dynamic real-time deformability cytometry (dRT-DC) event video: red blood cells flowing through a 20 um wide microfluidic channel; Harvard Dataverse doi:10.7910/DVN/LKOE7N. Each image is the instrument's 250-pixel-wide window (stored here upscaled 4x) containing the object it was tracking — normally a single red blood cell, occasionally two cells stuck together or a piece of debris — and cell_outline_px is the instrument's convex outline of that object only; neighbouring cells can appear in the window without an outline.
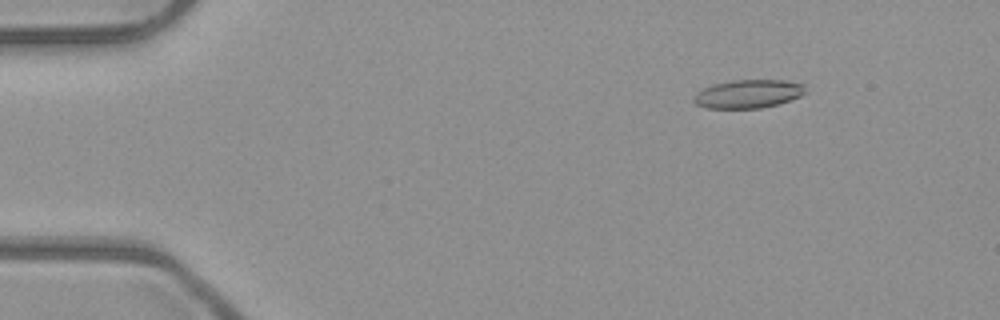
{"species": "common noctule bat (a hibernating species)", "species_latin": "Nyctalus noctula", "temperature_condition": "room temperature", "stored_images_in_passage": 52, "camera_frame_rate_fps": 3000, "um_per_image_px": 0.085, "animal": {"sex": "male", "body_mass_g": 23.1, "forearm_length_mm": 52.7}, "frame": {"image": 1, "passage_image": 7, "time_ms": 2.0, "image_size_px": [1000, 320], "cell_outline_px": [[804, 92], [800, 96], [776, 104], [760, 108], [708, 108], [696, 104], [692, 100], [692, 96], [696, 92], [704, 88], [716, 84], [732, 80], [784, 80], [804, 84]], "centroid_in_image_um": [63.55, 7.98], "position_along_channel_um": 21.4, "area_um2": 18.26}}
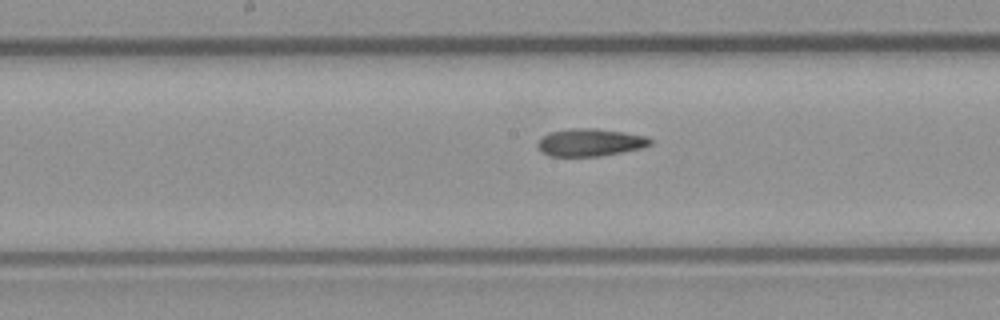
{"frame": {"image": 2, "passage_image": 27, "time_ms": 8.667, "image_size_px": [1000, 320], "cell_outline_px": [[652, 144], [640, 148], [600, 156], [548, 156], [536, 144], [544, 136], [552, 132], [572, 128], [596, 128], [624, 132], [644, 136], [652, 140]], "centroid_in_image_um": [50.17, 12.1], "position_along_channel_um": 198.0, "area_um2": 17.74}}
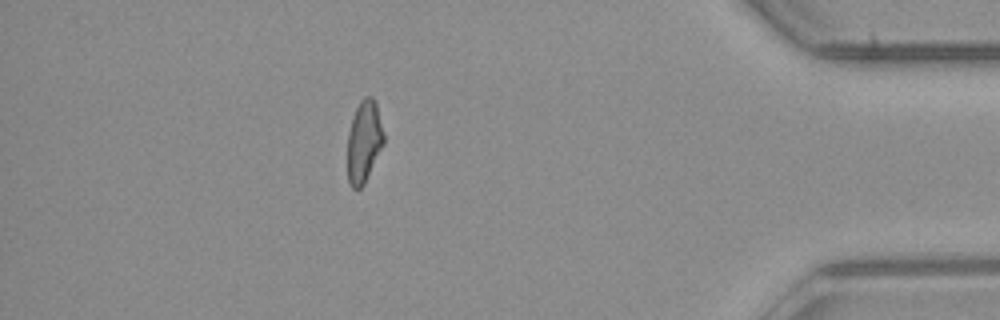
{"frame": {"image": 3, "passage_image": 46, "time_ms": 15.0, "image_size_px": [1000, 320], "cell_outline_px": [[384, 144], [364, 184], [360, 188], [352, 188], [348, 180], [348, 132], [356, 108], [360, 100], [364, 96], [372, 96], [376, 104], [384, 132]], "centroid_in_image_um": [30.95, 12.02], "position_along_channel_um": 404.3, "area_um2": 17.22}, "authors_computed_cell_mechanics": {"area_um2": 18.207, "velocity_mm_per_s": 3.9839, "shape_relaxation_time_tau1_ms": null, "shape_relaxation_time_tau2_ms": 4.3644, "deformation_change_tau1": null, "deformation_change_tau2": 0.1373}}